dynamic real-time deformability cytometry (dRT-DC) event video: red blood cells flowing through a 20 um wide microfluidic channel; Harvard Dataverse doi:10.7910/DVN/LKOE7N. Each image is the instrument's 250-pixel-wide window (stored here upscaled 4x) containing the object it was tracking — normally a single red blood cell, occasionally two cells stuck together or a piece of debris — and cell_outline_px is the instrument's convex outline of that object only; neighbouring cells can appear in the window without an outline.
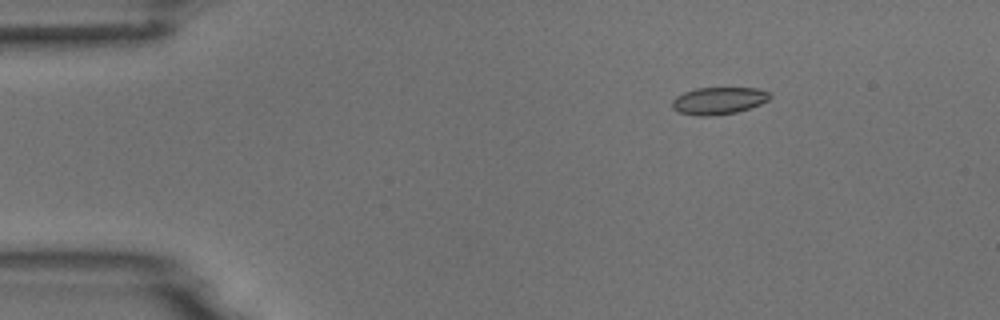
{"species": "common noctule bat (a hibernating species)", "species_latin": "Nyctalus noctula", "temperature_condition": "room temperature", "stored_images_in_passage": 5, "camera_frame_rate_fps": 3000, "um_per_image_px": 0.085, "animal": {"sex": "male", "body_mass_g": 18.8}, "frame": {"image": 1, "passage_image": 3, "time_ms": 2.333, "image_size_px": [1000, 320], "cell_outline_px": [[772, 96], [768, 100], [760, 104], [736, 112], [712, 116], [696, 116], [680, 112], [672, 108], [672, 100], [676, 96], [684, 92], [696, 88], [756, 88], [768, 92]], "centroid_in_image_um": [61.06, 8.56], "position_along_channel_um": 23.9, "area_um2": 15.43}}